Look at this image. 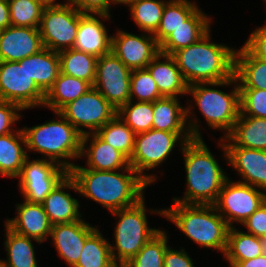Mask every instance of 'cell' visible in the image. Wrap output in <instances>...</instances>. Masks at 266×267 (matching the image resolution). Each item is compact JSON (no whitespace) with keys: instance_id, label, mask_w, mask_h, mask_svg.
Masks as SVG:
<instances>
[{"instance_id":"obj_1","label":"cell","mask_w":266,"mask_h":267,"mask_svg":"<svg viewBox=\"0 0 266 267\" xmlns=\"http://www.w3.org/2000/svg\"><path fill=\"white\" fill-rule=\"evenodd\" d=\"M69 174L80 195L96 201L110 212L137 204L144 198L143 191L149 186L134 169H120V172L71 169Z\"/></svg>"},{"instance_id":"obj_2","label":"cell","mask_w":266,"mask_h":267,"mask_svg":"<svg viewBox=\"0 0 266 267\" xmlns=\"http://www.w3.org/2000/svg\"><path fill=\"white\" fill-rule=\"evenodd\" d=\"M210 32L171 55L188 86L220 82L234 75L236 49L212 42Z\"/></svg>"},{"instance_id":"obj_3","label":"cell","mask_w":266,"mask_h":267,"mask_svg":"<svg viewBox=\"0 0 266 267\" xmlns=\"http://www.w3.org/2000/svg\"><path fill=\"white\" fill-rule=\"evenodd\" d=\"M184 155L187 189L182 204L213 205L228 179L202 139H192L180 147Z\"/></svg>"},{"instance_id":"obj_4","label":"cell","mask_w":266,"mask_h":267,"mask_svg":"<svg viewBox=\"0 0 266 267\" xmlns=\"http://www.w3.org/2000/svg\"><path fill=\"white\" fill-rule=\"evenodd\" d=\"M152 212L169 219L200 247L217 249L225 254L230 227L214 205L174 202L170 208Z\"/></svg>"},{"instance_id":"obj_5","label":"cell","mask_w":266,"mask_h":267,"mask_svg":"<svg viewBox=\"0 0 266 267\" xmlns=\"http://www.w3.org/2000/svg\"><path fill=\"white\" fill-rule=\"evenodd\" d=\"M55 114L60 119L22 128L25 148L43 154L46 160L56 162L69 172L75 164L67 160L80 158L82 135L61 113Z\"/></svg>"},{"instance_id":"obj_6","label":"cell","mask_w":266,"mask_h":267,"mask_svg":"<svg viewBox=\"0 0 266 267\" xmlns=\"http://www.w3.org/2000/svg\"><path fill=\"white\" fill-rule=\"evenodd\" d=\"M228 85H235L230 93L210 88ZM187 94L193 96L211 128L226 131L225 137L231 132L240 114V90L235 74L220 82L191 84L187 88Z\"/></svg>"},{"instance_id":"obj_7","label":"cell","mask_w":266,"mask_h":267,"mask_svg":"<svg viewBox=\"0 0 266 267\" xmlns=\"http://www.w3.org/2000/svg\"><path fill=\"white\" fill-rule=\"evenodd\" d=\"M144 199L131 207L111 212L119 218L114 230L115 245L110 243L113 260L119 267L133 258L160 231L148 227Z\"/></svg>"},{"instance_id":"obj_8","label":"cell","mask_w":266,"mask_h":267,"mask_svg":"<svg viewBox=\"0 0 266 267\" xmlns=\"http://www.w3.org/2000/svg\"><path fill=\"white\" fill-rule=\"evenodd\" d=\"M190 132H168L150 129L135 135L134 151L129 165L150 185L156 181L155 175L143 173L162 165L177 142L183 146L192 140Z\"/></svg>"},{"instance_id":"obj_9","label":"cell","mask_w":266,"mask_h":267,"mask_svg":"<svg viewBox=\"0 0 266 267\" xmlns=\"http://www.w3.org/2000/svg\"><path fill=\"white\" fill-rule=\"evenodd\" d=\"M45 93L29 77L26 58L0 61V101L15 103L23 110L43 106Z\"/></svg>"},{"instance_id":"obj_10","label":"cell","mask_w":266,"mask_h":267,"mask_svg":"<svg viewBox=\"0 0 266 267\" xmlns=\"http://www.w3.org/2000/svg\"><path fill=\"white\" fill-rule=\"evenodd\" d=\"M83 136L95 133L117 115L114 108L100 93L91 87L86 93L69 102L60 111ZM89 130H83V128Z\"/></svg>"},{"instance_id":"obj_11","label":"cell","mask_w":266,"mask_h":267,"mask_svg":"<svg viewBox=\"0 0 266 267\" xmlns=\"http://www.w3.org/2000/svg\"><path fill=\"white\" fill-rule=\"evenodd\" d=\"M265 201L266 192L228 178L213 205L228 226L233 227L234 222L242 225Z\"/></svg>"},{"instance_id":"obj_12","label":"cell","mask_w":266,"mask_h":267,"mask_svg":"<svg viewBox=\"0 0 266 267\" xmlns=\"http://www.w3.org/2000/svg\"><path fill=\"white\" fill-rule=\"evenodd\" d=\"M78 26L79 11L73 5L43 8L39 26L43 47L54 52L73 48Z\"/></svg>"},{"instance_id":"obj_13","label":"cell","mask_w":266,"mask_h":267,"mask_svg":"<svg viewBox=\"0 0 266 267\" xmlns=\"http://www.w3.org/2000/svg\"><path fill=\"white\" fill-rule=\"evenodd\" d=\"M29 160L30 157H27L17 177L20 190L25 201L41 204L69 172L45 158Z\"/></svg>"},{"instance_id":"obj_14","label":"cell","mask_w":266,"mask_h":267,"mask_svg":"<svg viewBox=\"0 0 266 267\" xmlns=\"http://www.w3.org/2000/svg\"><path fill=\"white\" fill-rule=\"evenodd\" d=\"M131 70L111 51L98 57L93 87L117 110L130 101Z\"/></svg>"},{"instance_id":"obj_15","label":"cell","mask_w":266,"mask_h":267,"mask_svg":"<svg viewBox=\"0 0 266 267\" xmlns=\"http://www.w3.org/2000/svg\"><path fill=\"white\" fill-rule=\"evenodd\" d=\"M111 51L132 71L146 68L160 49L151 33L137 36L117 30L112 36Z\"/></svg>"},{"instance_id":"obj_16","label":"cell","mask_w":266,"mask_h":267,"mask_svg":"<svg viewBox=\"0 0 266 267\" xmlns=\"http://www.w3.org/2000/svg\"><path fill=\"white\" fill-rule=\"evenodd\" d=\"M192 105L182 107L176 97H162L153 102L152 129L168 132H190L193 139H202L193 115ZM188 120V121H187ZM189 122V123H188ZM187 125V126H186Z\"/></svg>"},{"instance_id":"obj_17","label":"cell","mask_w":266,"mask_h":267,"mask_svg":"<svg viewBox=\"0 0 266 267\" xmlns=\"http://www.w3.org/2000/svg\"><path fill=\"white\" fill-rule=\"evenodd\" d=\"M219 146L224 150V157L237 170L244 184H249L266 192V150L250 149L240 146Z\"/></svg>"},{"instance_id":"obj_18","label":"cell","mask_w":266,"mask_h":267,"mask_svg":"<svg viewBox=\"0 0 266 267\" xmlns=\"http://www.w3.org/2000/svg\"><path fill=\"white\" fill-rule=\"evenodd\" d=\"M97 228L80 219L72 223L52 225L50 236L59 256L73 267L81 255L85 240Z\"/></svg>"},{"instance_id":"obj_19","label":"cell","mask_w":266,"mask_h":267,"mask_svg":"<svg viewBox=\"0 0 266 267\" xmlns=\"http://www.w3.org/2000/svg\"><path fill=\"white\" fill-rule=\"evenodd\" d=\"M43 48L37 28L9 26L0 31V61H21Z\"/></svg>"},{"instance_id":"obj_20","label":"cell","mask_w":266,"mask_h":267,"mask_svg":"<svg viewBox=\"0 0 266 267\" xmlns=\"http://www.w3.org/2000/svg\"><path fill=\"white\" fill-rule=\"evenodd\" d=\"M89 138H92L89 140ZM90 141V146L87 143ZM87 157V168L74 165L72 169H93L97 171H114L133 169L129 159L119 150L101 140L95 133L82 136L80 157Z\"/></svg>"},{"instance_id":"obj_21","label":"cell","mask_w":266,"mask_h":267,"mask_svg":"<svg viewBox=\"0 0 266 267\" xmlns=\"http://www.w3.org/2000/svg\"><path fill=\"white\" fill-rule=\"evenodd\" d=\"M64 189H73L78 192L74 179L68 173L41 203L52 225L72 223L81 219L79 201L73 198Z\"/></svg>"},{"instance_id":"obj_22","label":"cell","mask_w":266,"mask_h":267,"mask_svg":"<svg viewBox=\"0 0 266 267\" xmlns=\"http://www.w3.org/2000/svg\"><path fill=\"white\" fill-rule=\"evenodd\" d=\"M16 207L17 216L14 219H6L5 225L20 235L35 239L37 243L47 240L52 224L42 204L24 201L16 204Z\"/></svg>"},{"instance_id":"obj_23","label":"cell","mask_w":266,"mask_h":267,"mask_svg":"<svg viewBox=\"0 0 266 267\" xmlns=\"http://www.w3.org/2000/svg\"><path fill=\"white\" fill-rule=\"evenodd\" d=\"M103 22L96 14L79 12V26L73 48L101 57L111 52L112 36L107 34Z\"/></svg>"},{"instance_id":"obj_24","label":"cell","mask_w":266,"mask_h":267,"mask_svg":"<svg viewBox=\"0 0 266 267\" xmlns=\"http://www.w3.org/2000/svg\"><path fill=\"white\" fill-rule=\"evenodd\" d=\"M164 58L162 61H160ZM157 84L162 97L187 95L188 85L171 55L159 52L146 67Z\"/></svg>"},{"instance_id":"obj_25","label":"cell","mask_w":266,"mask_h":267,"mask_svg":"<svg viewBox=\"0 0 266 267\" xmlns=\"http://www.w3.org/2000/svg\"><path fill=\"white\" fill-rule=\"evenodd\" d=\"M198 8L184 23L172 32L160 45V52L172 55L174 52L197 43L210 31L211 18Z\"/></svg>"},{"instance_id":"obj_26","label":"cell","mask_w":266,"mask_h":267,"mask_svg":"<svg viewBox=\"0 0 266 267\" xmlns=\"http://www.w3.org/2000/svg\"><path fill=\"white\" fill-rule=\"evenodd\" d=\"M222 140L225 146L266 150V118L239 115L231 132Z\"/></svg>"},{"instance_id":"obj_27","label":"cell","mask_w":266,"mask_h":267,"mask_svg":"<svg viewBox=\"0 0 266 267\" xmlns=\"http://www.w3.org/2000/svg\"><path fill=\"white\" fill-rule=\"evenodd\" d=\"M234 74L239 89H266V60L255 57L244 45L235 52Z\"/></svg>"},{"instance_id":"obj_28","label":"cell","mask_w":266,"mask_h":267,"mask_svg":"<svg viewBox=\"0 0 266 267\" xmlns=\"http://www.w3.org/2000/svg\"><path fill=\"white\" fill-rule=\"evenodd\" d=\"M26 139L22 129L0 136V175L17 178L28 157Z\"/></svg>"},{"instance_id":"obj_29","label":"cell","mask_w":266,"mask_h":267,"mask_svg":"<svg viewBox=\"0 0 266 267\" xmlns=\"http://www.w3.org/2000/svg\"><path fill=\"white\" fill-rule=\"evenodd\" d=\"M26 71L46 94L60 73L58 52L44 47L38 53L26 57Z\"/></svg>"},{"instance_id":"obj_30","label":"cell","mask_w":266,"mask_h":267,"mask_svg":"<svg viewBox=\"0 0 266 267\" xmlns=\"http://www.w3.org/2000/svg\"><path fill=\"white\" fill-rule=\"evenodd\" d=\"M91 87L89 82L75 78L64 73H59L52 87L45 94L43 107L59 112L69 102L74 101Z\"/></svg>"},{"instance_id":"obj_31","label":"cell","mask_w":266,"mask_h":267,"mask_svg":"<svg viewBox=\"0 0 266 267\" xmlns=\"http://www.w3.org/2000/svg\"><path fill=\"white\" fill-rule=\"evenodd\" d=\"M4 246L7 260L0 259V267H38L32 238L20 235L6 225Z\"/></svg>"},{"instance_id":"obj_32","label":"cell","mask_w":266,"mask_h":267,"mask_svg":"<svg viewBox=\"0 0 266 267\" xmlns=\"http://www.w3.org/2000/svg\"><path fill=\"white\" fill-rule=\"evenodd\" d=\"M60 72L89 82L92 86L96 78L98 58L74 48L58 52Z\"/></svg>"},{"instance_id":"obj_33","label":"cell","mask_w":266,"mask_h":267,"mask_svg":"<svg viewBox=\"0 0 266 267\" xmlns=\"http://www.w3.org/2000/svg\"><path fill=\"white\" fill-rule=\"evenodd\" d=\"M260 237L230 227L228 231L227 249L224 259L236 265L239 261L249 260L262 255Z\"/></svg>"},{"instance_id":"obj_34","label":"cell","mask_w":266,"mask_h":267,"mask_svg":"<svg viewBox=\"0 0 266 267\" xmlns=\"http://www.w3.org/2000/svg\"><path fill=\"white\" fill-rule=\"evenodd\" d=\"M96 229L86 240L73 267H119L113 260L110 243Z\"/></svg>"},{"instance_id":"obj_35","label":"cell","mask_w":266,"mask_h":267,"mask_svg":"<svg viewBox=\"0 0 266 267\" xmlns=\"http://www.w3.org/2000/svg\"><path fill=\"white\" fill-rule=\"evenodd\" d=\"M188 0H169L164 7L160 25L153 34L160 45L172 32L175 31L198 9Z\"/></svg>"},{"instance_id":"obj_36","label":"cell","mask_w":266,"mask_h":267,"mask_svg":"<svg viewBox=\"0 0 266 267\" xmlns=\"http://www.w3.org/2000/svg\"><path fill=\"white\" fill-rule=\"evenodd\" d=\"M95 134L122 152L128 159L132 156L136 134L118 115L98 129Z\"/></svg>"},{"instance_id":"obj_37","label":"cell","mask_w":266,"mask_h":267,"mask_svg":"<svg viewBox=\"0 0 266 267\" xmlns=\"http://www.w3.org/2000/svg\"><path fill=\"white\" fill-rule=\"evenodd\" d=\"M163 0H128L132 19L143 32L154 34L161 22L165 4Z\"/></svg>"},{"instance_id":"obj_38","label":"cell","mask_w":266,"mask_h":267,"mask_svg":"<svg viewBox=\"0 0 266 267\" xmlns=\"http://www.w3.org/2000/svg\"><path fill=\"white\" fill-rule=\"evenodd\" d=\"M167 238L165 231L160 230L122 267H163Z\"/></svg>"},{"instance_id":"obj_39","label":"cell","mask_w":266,"mask_h":267,"mask_svg":"<svg viewBox=\"0 0 266 267\" xmlns=\"http://www.w3.org/2000/svg\"><path fill=\"white\" fill-rule=\"evenodd\" d=\"M117 115L134 131L135 134L152 129L153 102L128 101L117 110Z\"/></svg>"},{"instance_id":"obj_40","label":"cell","mask_w":266,"mask_h":267,"mask_svg":"<svg viewBox=\"0 0 266 267\" xmlns=\"http://www.w3.org/2000/svg\"><path fill=\"white\" fill-rule=\"evenodd\" d=\"M11 26L39 29L43 6L36 0H9Z\"/></svg>"},{"instance_id":"obj_41","label":"cell","mask_w":266,"mask_h":267,"mask_svg":"<svg viewBox=\"0 0 266 267\" xmlns=\"http://www.w3.org/2000/svg\"><path fill=\"white\" fill-rule=\"evenodd\" d=\"M136 96L137 102H154L162 98L157 84L147 68L131 71L130 100Z\"/></svg>"},{"instance_id":"obj_42","label":"cell","mask_w":266,"mask_h":267,"mask_svg":"<svg viewBox=\"0 0 266 267\" xmlns=\"http://www.w3.org/2000/svg\"><path fill=\"white\" fill-rule=\"evenodd\" d=\"M240 114L266 118V89H239Z\"/></svg>"},{"instance_id":"obj_43","label":"cell","mask_w":266,"mask_h":267,"mask_svg":"<svg viewBox=\"0 0 266 267\" xmlns=\"http://www.w3.org/2000/svg\"><path fill=\"white\" fill-rule=\"evenodd\" d=\"M69 4L73 5L80 13L96 14L101 19L111 17L109 9L114 3L112 0H67Z\"/></svg>"},{"instance_id":"obj_44","label":"cell","mask_w":266,"mask_h":267,"mask_svg":"<svg viewBox=\"0 0 266 267\" xmlns=\"http://www.w3.org/2000/svg\"><path fill=\"white\" fill-rule=\"evenodd\" d=\"M23 109L15 103L0 101V136L17 131L12 129V124L19 121V111ZM18 111V112H17Z\"/></svg>"},{"instance_id":"obj_45","label":"cell","mask_w":266,"mask_h":267,"mask_svg":"<svg viewBox=\"0 0 266 267\" xmlns=\"http://www.w3.org/2000/svg\"><path fill=\"white\" fill-rule=\"evenodd\" d=\"M249 36L244 46L255 57L266 60V25L256 28Z\"/></svg>"},{"instance_id":"obj_46","label":"cell","mask_w":266,"mask_h":267,"mask_svg":"<svg viewBox=\"0 0 266 267\" xmlns=\"http://www.w3.org/2000/svg\"><path fill=\"white\" fill-rule=\"evenodd\" d=\"M246 226L248 233L256 237L266 236V201L242 224Z\"/></svg>"},{"instance_id":"obj_47","label":"cell","mask_w":266,"mask_h":267,"mask_svg":"<svg viewBox=\"0 0 266 267\" xmlns=\"http://www.w3.org/2000/svg\"><path fill=\"white\" fill-rule=\"evenodd\" d=\"M163 267H195L185 249L174 250L168 247L164 254Z\"/></svg>"},{"instance_id":"obj_48","label":"cell","mask_w":266,"mask_h":267,"mask_svg":"<svg viewBox=\"0 0 266 267\" xmlns=\"http://www.w3.org/2000/svg\"><path fill=\"white\" fill-rule=\"evenodd\" d=\"M11 26L8 1L0 0V31Z\"/></svg>"},{"instance_id":"obj_49","label":"cell","mask_w":266,"mask_h":267,"mask_svg":"<svg viewBox=\"0 0 266 267\" xmlns=\"http://www.w3.org/2000/svg\"><path fill=\"white\" fill-rule=\"evenodd\" d=\"M236 267H266V256L260 255L249 260L239 261Z\"/></svg>"},{"instance_id":"obj_50","label":"cell","mask_w":266,"mask_h":267,"mask_svg":"<svg viewBox=\"0 0 266 267\" xmlns=\"http://www.w3.org/2000/svg\"><path fill=\"white\" fill-rule=\"evenodd\" d=\"M36 1L39 2L43 6V8L60 7V6H63V5L68 3V1H67L64 4H62V3L61 4L60 3L55 4L56 0H36Z\"/></svg>"},{"instance_id":"obj_51","label":"cell","mask_w":266,"mask_h":267,"mask_svg":"<svg viewBox=\"0 0 266 267\" xmlns=\"http://www.w3.org/2000/svg\"><path fill=\"white\" fill-rule=\"evenodd\" d=\"M261 251L262 255L266 256V236L260 237Z\"/></svg>"},{"instance_id":"obj_52","label":"cell","mask_w":266,"mask_h":267,"mask_svg":"<svg viewBox=\"0 0 266 267\" xmlns=\"http://www.w3.org/2000/svg\"><path fill=\"white\" fill-rule=\"evenodd\" d=\"M114 4H125L128 0H112Z\"/></svg>"}]
</instances>
